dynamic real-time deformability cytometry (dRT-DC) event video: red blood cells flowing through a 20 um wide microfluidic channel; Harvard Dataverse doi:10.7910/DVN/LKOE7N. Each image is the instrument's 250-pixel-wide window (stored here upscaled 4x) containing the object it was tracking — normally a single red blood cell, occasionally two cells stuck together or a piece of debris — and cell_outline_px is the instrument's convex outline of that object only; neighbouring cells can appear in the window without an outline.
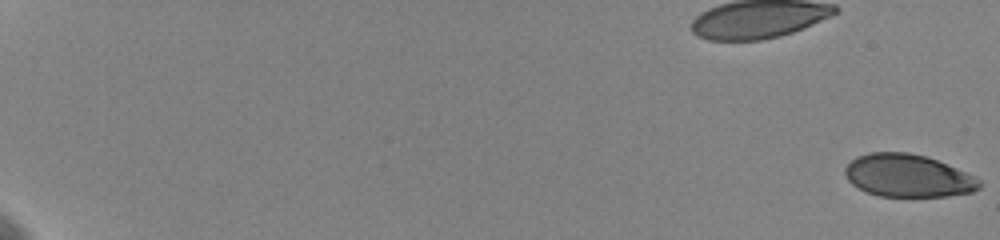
{"species": "human", "species_latin": "Homo sapiens", "temperature_condition": "cold", "stored_images_in_passage": 44, "camera_frame_rate_fps": 3000, "um_per_image_px": 0.085, "donor": {"sex": "female"}, "frame": {"image": 1, "passage_image": 1, "time_ms": 0.0, "image_size_px": [1000, 240], "cell_outline_px": [[980, 188], [972, 192], [948, 196], [880, 196], [864, 192], [852, 184], [848, 180], [844, 172], [844, 168], [856, 156], [868, 152], [908, 152], [924, 156], [936, 160], [976, 176], [980, 180]], "centroid_in_image_um": [77.15, 14.94], "position_along_channel_um": 7.8, "area_um2": 33.47}}
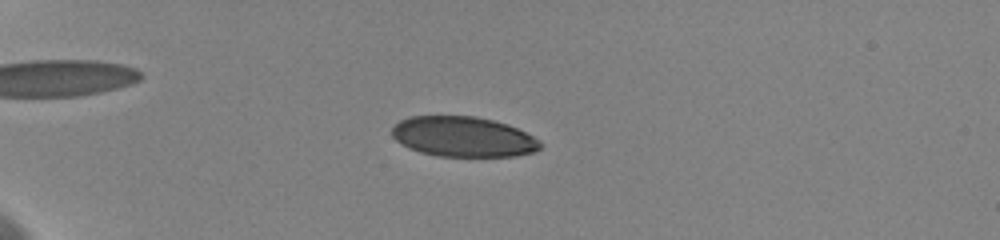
{"frame": {"image": 2, "passage_image": 23, "time_ms": 6.0, "image_size_px": [1000, 240], "cell_outline_px": [[544, 144], [536, 152], [516, 156], [440, 156], [420, 152], [408, 148], [396, 140], [392, 136], [392, 128], [400, 120], [408, 116], [476, 116], [508, 124], [540, 140]], "centroid_in_image_um": [39.39, 11.62], "position_along_channel_um": 45.6, "area_um2": 34.85}}
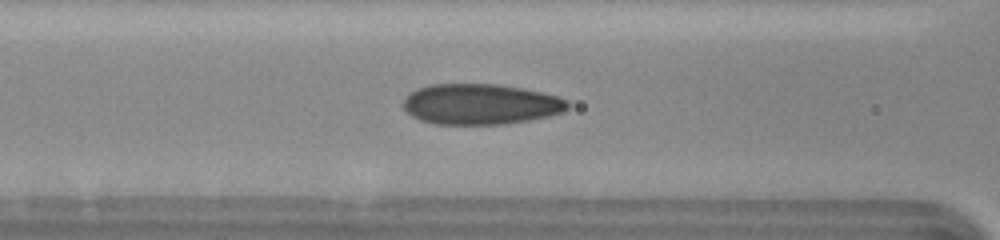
{"frame": {"image": 3, "passage_image": 39, "time_ms": 9.667, "image_size_px": [1000, 240], "cell_outline_px": [[568, 108], [560, 112], [548, 116], [508, 124], [432, 124], [420, 120], [412, 116], [404, 108], [404, 100], [416, 88], [432, 84], [496, 84], [524, 88], [556, 96], [568, 100]], "centroid_in_image_um": [40.84, 8.86], "position_along_channel_um": 125.8, "area_um2": 38.78}}